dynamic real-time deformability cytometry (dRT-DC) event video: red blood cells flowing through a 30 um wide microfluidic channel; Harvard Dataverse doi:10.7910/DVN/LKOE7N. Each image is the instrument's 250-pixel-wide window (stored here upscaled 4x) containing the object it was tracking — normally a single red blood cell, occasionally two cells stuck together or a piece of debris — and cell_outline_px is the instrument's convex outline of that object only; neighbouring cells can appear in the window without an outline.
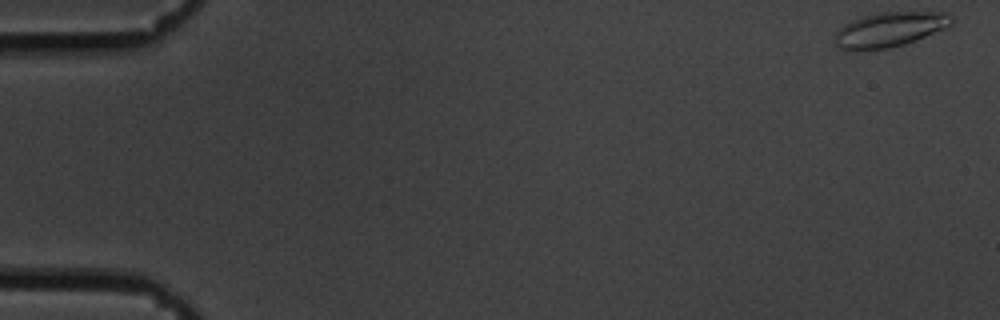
{"species": "common noctule bat (a hibernating species)", "species_latin": "Nyctalus noctula", "temperature_condition": "cold", "stored_images_in_passage": 60, "camera_frame_rate_fps": 3000, "um_per_image_px": 0.085, "animal": {"sex": "male", "body_mass_g": 19.5, "forearm_length_mm": 54.6}, "frame": {"image": 1, "passage_image": 1, "time_ms": 0.0, "image_size_px": [1000, 320], "cell_outline_px": [[956, 20], [952, 24], [944, 28], [916, 40], [904, 44], [888, 48], [840, 48], [832, 40], [836, 32], [844, 24], [852, 20], [864, 16], [880, 12], [948, 12]], "centroid_in_image_um": [75.67, 2.47], "position_along_channel_um": 9.3, "area_um2": 23.24}}
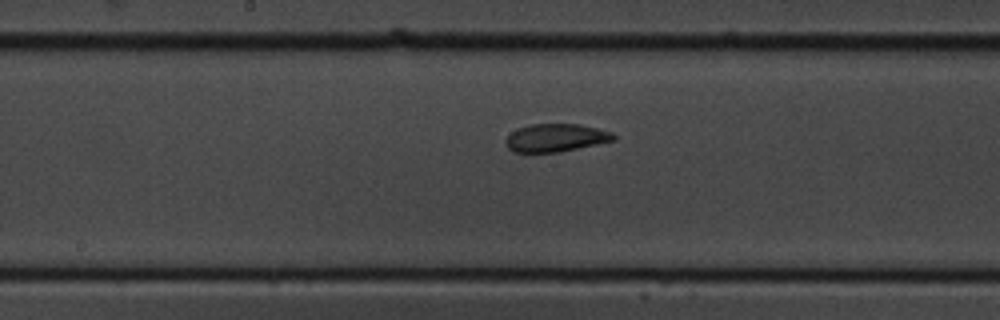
{"frame": {"image": 2, "passage_image": 31, "time_ms": 10.0, "image_size_px": [1000, 320], "cell_outline_px": [[616, 140], [560, 152], [512, 152], [508, 148], [504, 140], [516, 128], [532, 124], [576, 124], [596, 128], [612, 132], [616, 136]], "centroid_in_image_um": [47.23, 11.71], "position_along_channel_um": 201.0, "area_um2": 17.57}}
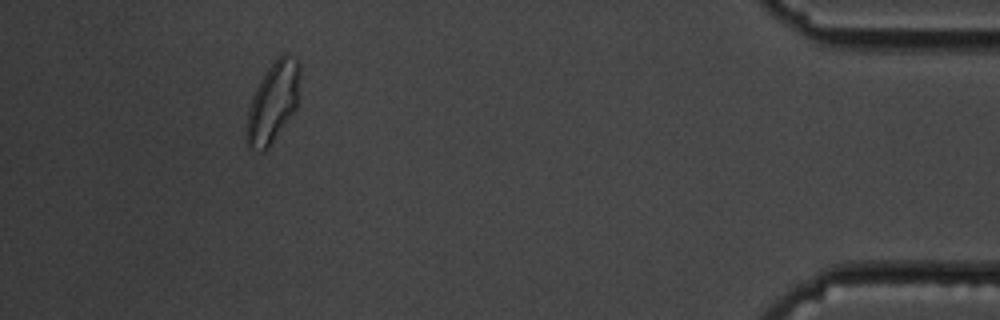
{"frame": {"image": 3, "passage_image": 55, "time_ms": 18.0, "image_size_px": [1000, 320], "cell_outline_px": [[300, 72], [296, 108], [268, 148], [264, 152], [260, 152], [248, 148], [244, 136], [244, 132], [248, 108], [252, 96], [260, 80], [268, 68], [284, 52], [288, 52], [300, 64]], "centroid_in_image_um": [23.16, 8.74], "position_along_channel_um": 412.0, "area_um2": 25.09}, "authors_computed_cell_mechanics": {"area_um2": 19.6231, "velocity_mm_per_s": 3.3444, "shape_relaxation_time_tau1_ms": null, "shape_relaxation_time_tau2_ms": 1.7173, "deformation_change_tau1": null, "deformation_change_tau2": 0.0583}}